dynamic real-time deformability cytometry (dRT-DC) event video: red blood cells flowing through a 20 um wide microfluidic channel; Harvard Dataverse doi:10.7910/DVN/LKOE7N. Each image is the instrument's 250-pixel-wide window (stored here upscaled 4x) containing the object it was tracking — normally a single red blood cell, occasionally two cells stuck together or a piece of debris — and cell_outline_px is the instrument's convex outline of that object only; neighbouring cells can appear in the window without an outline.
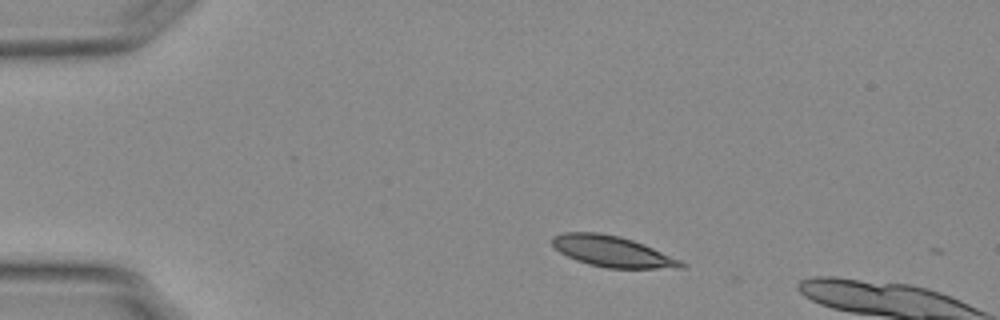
{"species": "Egyptian fruit bat (a non-hibernating species)", "species_latin": "Rousettus aegyptiacus", "temperature_condition": "warm", "stored_images_in_passage": 2, "camera_frame_rate_fps": 3000, "um_per_image_px": 0.085, "animal": {"sex": "female"}, "frame": {"image": 1, "passage_image": 1, "time_ms": 0.0, "image_size_px": [1000, 320], "cell_outline_px": [[688, 264], [684, 268], [608, 268], [588, 264], [576, 260], [560, 252], [552, 244], [552, 236], [564, 232], [596, 232], [620, 236], [644, 244], [680, 260]], "centroid_in_image_um": [52.05, 21.37], "position_along_channel_um": 32.9, "area_um2": 23.12}}